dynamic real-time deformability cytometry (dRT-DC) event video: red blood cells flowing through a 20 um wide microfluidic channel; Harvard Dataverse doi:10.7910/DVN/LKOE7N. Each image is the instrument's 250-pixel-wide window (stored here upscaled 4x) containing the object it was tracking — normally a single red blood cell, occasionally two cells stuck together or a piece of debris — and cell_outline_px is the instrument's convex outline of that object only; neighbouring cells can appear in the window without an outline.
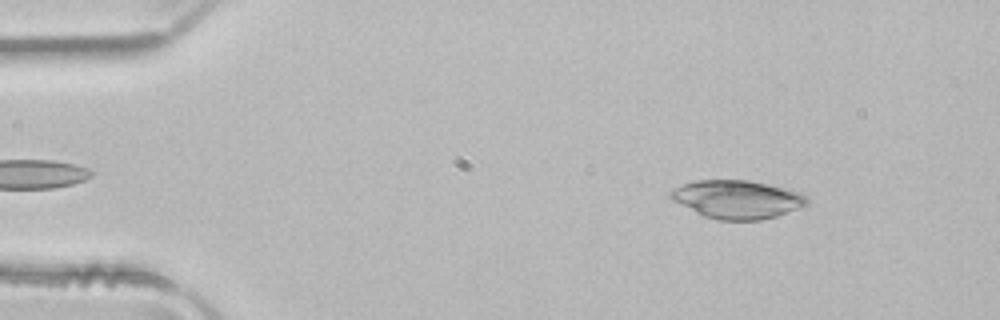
{"species": "common noctule bat (a hibernating species)", "species_latin": "Nyctalus noctula", "temperature_condition": "room temperature", "stored_images_in_passage": 44, "camera_frame_rate_fps": 3000, "um_per_image_px": 0.085, "animal": {"sex": "male", "body_mass_g": 21.5, "forearm_length_mm": 52.0}, "frame": {"image": 1, "passage_image": 1, "time_ms": 0.0, "image_size_px": [1000, 320], "cell_outline_px": [[808, 204], [800, 208], [776, 216], [760, 220], [720, 220], [704, 216], [672, 200], [668, 196], [668, 192], [672, 188], [696, 180], [748, 180], [768, 184], [800, 192], [808, 200]], "centroid_in_image_um": [62.64, 16.94], "position_along_channel_um": 22.4, "area_um2": 30.35}}
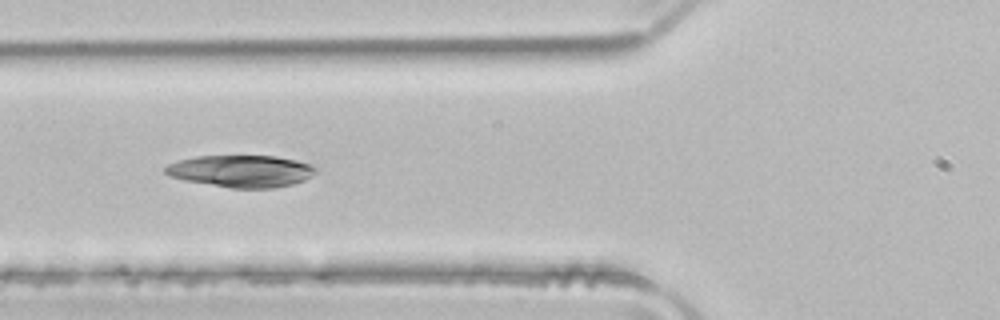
{"frame": {"image": 2, "passage_image": 13, "time_ms": 4.0, "image_size_px": [1000, 320], "cell_outline_px": [[316, 172], [312, 176], [304, 180], [292, 184], [272, 188], [232, 188], [184, 180], [168, 176], [164, 172], [164, 168], [168, 164], [176, 160], [196, 156], [276, 156], [296, 160], [312, 164], [316, 168]], "centroid_in_image_um": [20.48, 14.54], "position_along_channel_um": 105.3, "area_um2": 28.21}}
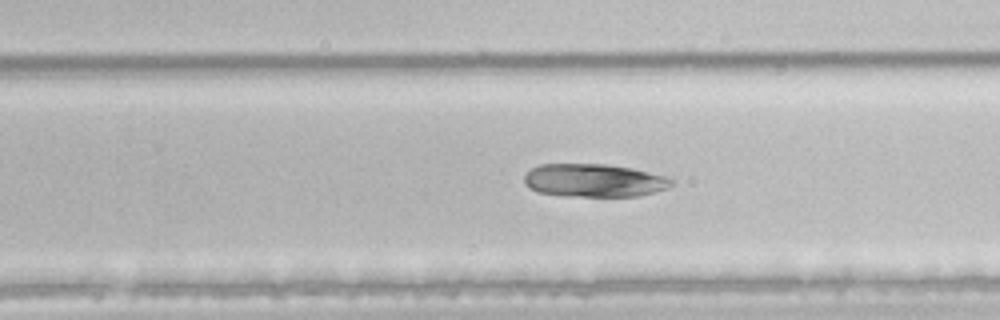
{"frame": {"image": 3, "passage_image": 26, "time_ms": 8.333, "image_size_px": [1000, 320], "cell_outline_px": [[672, 184], [668, 188], [640, 196], [568, 196], [536, 192], [528, 188], [524, 184], [524, 176], [532, 168], [540, 164], [608, 164], [632, 168], [664, 176], [672, 180]], "centroid_in_image_um": [50.45, 15.34], "position_along_channel_um": 279.3, "area_um2": 28.44}}